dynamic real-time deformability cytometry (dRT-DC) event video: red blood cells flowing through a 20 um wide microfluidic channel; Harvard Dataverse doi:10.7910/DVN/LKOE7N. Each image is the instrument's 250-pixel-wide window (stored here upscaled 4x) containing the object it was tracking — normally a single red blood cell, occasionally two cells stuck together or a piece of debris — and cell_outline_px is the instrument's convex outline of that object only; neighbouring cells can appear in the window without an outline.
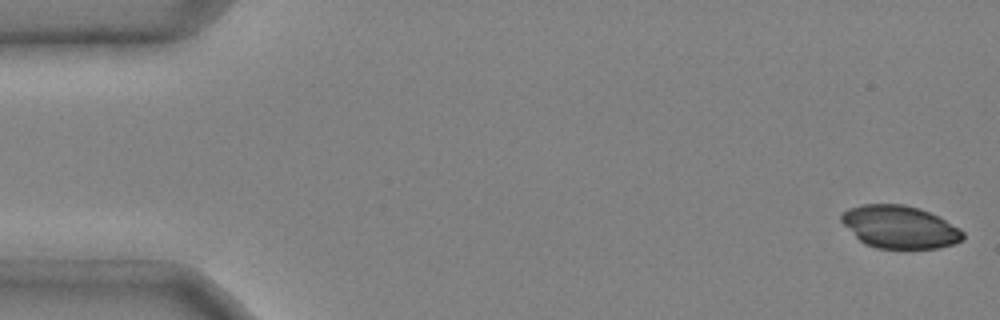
{"species": "common noctule bat (a hibernating species)", "species_latin": "Nyctalus noctula", "temperature_condition": "cold", "stored_images_in_passage": 13, "camera_frame_rate_fps": 3000, "um_per_image_px": 0.085, "animal": {"sex": "male", "body_mass_g": 20.4}, "frame": {"image": 1, "passage_image": 1, "time_ms": 0.0, "image_size_px": [1000, 320], "cell_outline_px": [[964, 240], [952, 244], [936, 248], [876, 248], [864, 244], [840, 220], [840, 216], [848, 208], [860, 204], [904, 204], [920, 208], [940, 216], [960, 228], [964, 232]], "centroid_in_image_um": [76.5, 19.28], "position_along_channel_um": 8.5, "area_um2": 30.35}}